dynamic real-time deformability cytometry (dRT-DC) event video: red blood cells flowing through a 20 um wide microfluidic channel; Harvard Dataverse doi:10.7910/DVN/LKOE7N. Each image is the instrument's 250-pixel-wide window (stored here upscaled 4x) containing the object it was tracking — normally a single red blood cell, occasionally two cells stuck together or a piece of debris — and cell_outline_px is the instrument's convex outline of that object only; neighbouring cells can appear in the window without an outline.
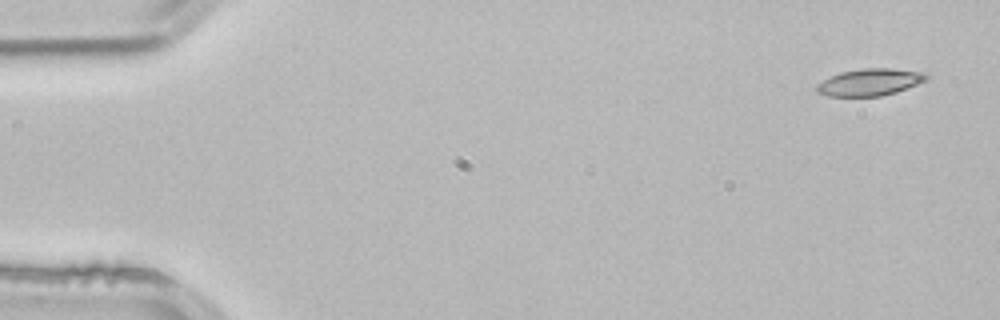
{"species": "common noctule bat (a hibernating species)", "species_latin": "Nyctalus noctula", "temperature_condition": "room temperature", "stored_images_in_passage": 3, "camera_frame_rate_fps": 3000, "um_per_image_px": 0.085, "animal": {"sex": "male", "body_mass_g": 21.5, "forearm_length_mm": 52.0}, "frame": {"image": 1, "passage_image": 1, "time_ms": 0.0, "image_size_px": [1000, 320], "cell_outline_px": [[928, 80], [896, 92], [880, 96], [828, 96], [816, 92], [816, 84], [840, 72], [864, 68], [888, 68], [924, 72], [928, 76]], "centroid_in_image_um": [73.94, 6.98], "position_along_channel_um": 11.1, "area_um2": 17.17}}
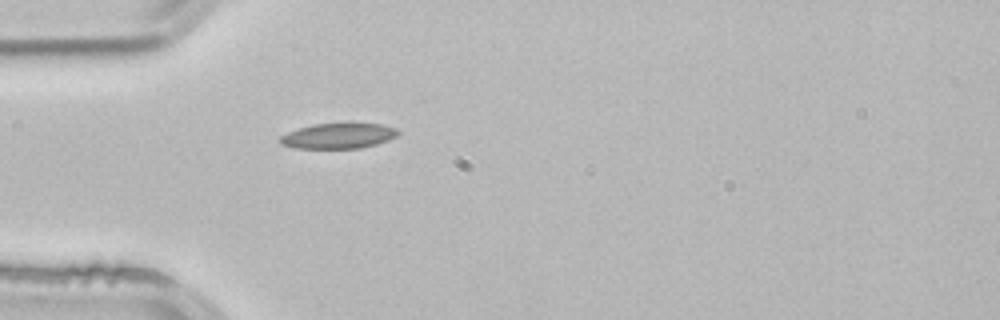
{"frame": {"image": 2, "passage_image": 3, "time_ms": 0.667, "image_size_px": [1000, 320], "cell_outline_px": [[400, 132], [396, 136], [388, 140], [376, 144], [360, 148], [296, 148], [280, 144], [280, 136], [288, 132], [312, 124], [352, 120], [380, 124], [396, 128]], "centroid_in_image_um": [28.8, 11.49], "position_along_channel_um": 56.2, "area_um2": 18.15}}